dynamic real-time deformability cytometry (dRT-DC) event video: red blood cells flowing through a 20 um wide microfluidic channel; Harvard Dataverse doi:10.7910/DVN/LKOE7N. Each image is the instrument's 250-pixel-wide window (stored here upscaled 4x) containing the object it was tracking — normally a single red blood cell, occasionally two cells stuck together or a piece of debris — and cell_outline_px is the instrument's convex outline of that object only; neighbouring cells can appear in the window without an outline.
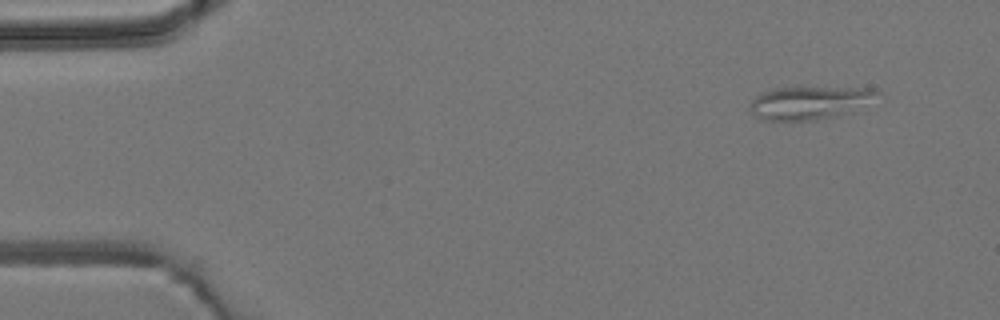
{"species": "common noctule bat (a hibernating species)", "species_latin": "Nyctalus noctula", "temperature_condition": "room temperature", "stored_images_in_passage": 3, "camera_frame_rate_fps": 3000, "um_per_image_px": 0.085, "animal": {"sex": "male", "body_mass_g": 19.2, "forearm_length_mm": 51.8}, "frame": {"image": 1, "passage_image": 1, "time_ms": 0.0, "image_size_px": [1000, 320], "cell_outline_px": [[880, 92], [836, 116], [816, 120], [764, 120], [756, 116], [748, 108], [752, 100], [756, 96], [764, 92], [776, 88], [876, 88]], "centroid_in_image_um": [68.64, 8.73], "position_along_channel_um": 16.4, "area_um2": 23.24}}